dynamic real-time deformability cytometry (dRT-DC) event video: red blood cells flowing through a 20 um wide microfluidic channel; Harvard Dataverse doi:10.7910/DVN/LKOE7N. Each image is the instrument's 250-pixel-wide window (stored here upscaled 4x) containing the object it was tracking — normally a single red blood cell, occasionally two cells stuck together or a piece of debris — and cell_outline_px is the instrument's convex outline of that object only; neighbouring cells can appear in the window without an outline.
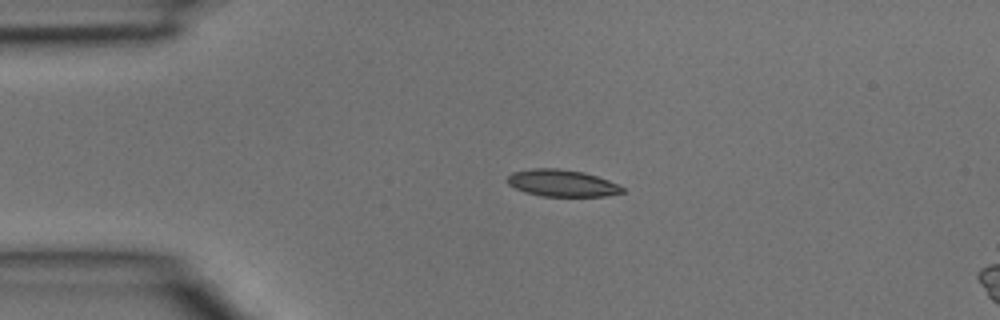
{"species": "common noctule bat (a hibernating species)", "species_latin": "Nyctalus noctula", "temperature_condition": "room temperature", "stored_images_in_passage": 2, "camera_frame_rate_fps": 3000, "um_per_image_px": 0.085, "animal": {"sex": "male", "body_mass_g": 15.6}, "frame": {"image": 1, "passage_image": 1, "time_ms": 0.0, "image_size_px": [1000, 320], "cell_outline_px": [[624, 192], [604, 196], [544, 196], [524, 192], [508, 184], [508, 176], [512, 172], [532, 168], [560, 168], [584, 172], [608, 180], [624, 188]], "centroid_in_image_um": [47.75, 15.55], "position_along_channel_um": 37.2, "area_um2": 17.92}}